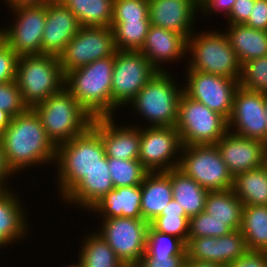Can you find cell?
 Instances as JSON below:
<instances>
[{"label":"cell","instance_id":"obj_44","mask_svg":"<svg viewBox=\"0 0 267 267\" xmlns=\"http://www.w3.org/2000/svg\"><path fill=\"white\" fill-rule=\"evenodd\" d=\"M254 3L255 0H236L229 16L225 18V21H228L226 24H244L254 8Z\"/></svg>","mask_w":267,"mask_h":267},{"label":"cell","instance_id":"obj_43","mask_svg":"<svg viewBox=\"0 0 267 267\" xmlns=\"http://www.w3.org/2000/svg\"><path fill=\"white\" fill-rule=\"evenodd\" d=\"M186 260L187 256L158 257L145 253L136 267H184Z\"/></svg>","mask_w":267,"mask_h":267},{"label":"cell","instance_id":"obj_24","mask_svg":"<svg viewBox=\"0 0 267 267\" xmlns=\"http://www.w3.org/2000/svg\"><path fill=\"white\" fill-rule=\"evenodd\" d=\"M141 199L140 185L113 188L88 211L91 214L94 212V215L99 214L101 219L120 217L142 219Z\"/></svg>","mask_w":267,"mask_h":267},{"label":"cell","instance_id":"obj_56","mask_svg":"<svg viewBox=\"0 0 267 267\" xmlns=\"http://www.w3.org/2000/svg\"><path fill=\"white\" fill-rule=\"evenodd\" d=\"M4 189L0 186V193L3 191Z\"/></svg>","mask_w":267,"mask_h":267},{"label":"cell","instance_id":"obj_51","mask_svg":"<svg viewBox=\"0 0 267 267\" xmlns=\"http://www.w3.org/2000/svg\"><path fill=\"white\" fill-rule=\"evenodd\" d=\"M11 117L4 111L0 110V136L8 128Z\"/></svg>","mask_w":267,"mask_h":267},{"label":"cell","instance_id":"obj_8","mask_svg":"<svg viewBox=\"0 0 267 267\" xmlns=\"http://www.w3.org/2000/svg\"><path fill=\"white\" fill-rule=\"evenodd\" d=\"M175 128L183 146L216 144L228 132V120L183 92Z\"/></svg>","mask_w":267,"mask_h":267},{"label":"cell","instance_id":"obj_18","mask_svg":"<svg viewBox=\"0 0 267 267\" xmlns=\"http://www.w3.org/2000/svg\"><path fill=\"white\" fill-rule=\"evenodd\" d=\"M119 126L115 116L96 117L93 119L92 127L99 133L107 158L121 160L138 159L141 142V125ZM139 126V127H138Z\"/></svg>","mask_w":267,"mask_h":267},{"label":"cell","instance_id":"obj_2","mask_svg":"<svg viewBox=\"0 0 267 267\" xmlns=\"http://www.w3.org/2000/svg\"><path fill=\"white\" fill-rule=\"evenodd\" d=\"M55 179L59 198H64L94 169H109L99 133L90 126L82 134L57 146Z\"/></svg>","mask_w":267,"mask_h":267},{"label":"cell","instance_id":"obj_20","mask_svg":"<svg viewBox=\"0 0 267 267\" xmlns=\"http://www.w3.org/2000/svg\"><path fill=\"white\" fill-rule=\"evenodd\" d=\"M198 9L200 7L196 0L148 1L151 25L175 31L187 39L196 31L194 21L198 18L197 14L200 12Z\"/></svg>","mask_w":267,"mask_h":267},{"label":"cell","instance_id":"obj_29","mask_svg":"<svg viewBox=\"0 0 267 267\" xmlns=\"http://www.w3.org/2000/svg\"><path fill=\"white\" fill-rule=\"evenodd\" d=\"M243 203L234 194L233 189L209 191L204 211L212 218L225 222L233 231L242 224Z\"/></svg>","mask_w":267,"mask_h":267},{"label":"cell","instance_id":"obj_35","mask_svg":"<svg viewBox=\"0 0 267 267\" xmlns=\"http://www.w3.org/2000/svg\"><path fill=\"white\" fill-rule=\"evenodd\" d=\"M149 225L160 233L181 239L185 244L188 242L189 217L174 199L164 208L161 215L151 221Z\"/></svg>","mask_w":267,"mask_h":267},{"label":"cell","instance_id":"obj_32","mask_svg":"<svg viewBox=\"0 0 267 267\" xmlns=\"http://www.w3.org/2000/svg\"><path fill=\"white\" fill-rule=\"evenodd\" d=\"M240 230L249 251L267 252V205L243 206Z\"/></svg>","mask_w":267,"mask_h":267},{"label":"cell","instance_id":"obj_38","mask_svg":"<svg viewBox=\"0 0 267 267\" xmlns=\"http://www.w3.org/2000/svg\"><path fill=\"white\" fill-rule=\"evenodd\" d=\"M239 87L267 94V56L241 64Z\"/></svg>","mask_w":267,"mask_h":267},{"label":"cell","instance_id":"obj_9","mask_svg":"<svg viewBox=\"0 0 267 267\" xmlns=\"http://www.w3.org/2000/svg\"><path fill=\"white\" fill-rule=\"evenodd\" d=\"M178 168L208 191L232 188L233 176L216 144L182 146Z\"/></svg>","mask_w":267,"mask_h":267},{"label":"cell","instance_id":"obj_11","mask_svg":"<svg viewBox=\"0 0 267 267\" xmlns=\"http://www.w3.org/2000/svg\"><path fill=\"white\" fill-rule=\"evenodd\" d=\"M96 232L127 267H136L145 254L149 223L127 217L102 219ZM101 228V229H100Z\"/></svg>","mask_w":267,"mask_h":267},{"label":"cell","instance_id":"obj_26","mask_svg":"<svg viewBox=\"0 0 267 267\" xmlns=\"http://www.w3.org/2000/svg\"><path fill=\"white\" fill-rule=\"evenodd\" d=\"M113 188L110 170L94 169L60 200L66 206H77L78 209L89 213L88 210Z\"/></svg>","mask_w":267,"mask_h":267},{"label":"cell","instance_id":"obj_39","mask_svg":"<svg viewBox=\"0 0 267 267\" xmlns=\"http://www.w3.org/2000/svg\"><path fill=\"white\" fill-rule=\"evenodd\" d=\"M233 230L223 221L212 218L205 211L189 218L188 238L221 237Z\"/></svg>","mask_w":267,"mask_h":267},{"label":"cell","instance_id":"obj_3","mask_svg":"<svg viewBox=\"0 0 267 267\" xmlns=\"http://www.w3.org/2000/svg\"><path fill=\"white\" fill-rule=\"evenodd\" d=\"M114 55L68 72L64 87L93 117L112 116Z\"/></svg>","mask_w":267,"mask_h":267},{"label":"cell","instance_id":"obj_50","mask_svg":"<svg viewBox=\"0 0 267 267\" xmlns=\"http://www.w3.org/2000/svg\"><path fill=\"white\" fill-rule=\"evenodd\" d=\"M186 264L189 267H228L219 263L198 260H186Z\"/></svg>","mask_w":267,"mask_h":267},{"label":"cell","instance_id":"obj_47","mask_svg":"<svg viewBox=\"0 0 267 267\" xmlns=\"http://www.w3.org/2000/svg\"><path fill=\"white\" fill-rule=\"evenodd\" d=\"M228 267H267V252L248 251Z\"/></svg>","mask_w":267,"mask_h":267},{"label":"cell","instance_id":"obj_5","mask_svg":"<svg viewBox=\"0 0 267 267\" xmlns=\"http://www.w3.org/2000/svg\"><path fill=\"white\" fill-rule=\"evenodd\" d=\"M169 73L157 72L128 104L138 117L149 122L145 126L175 127L177 123L183 86L179 87L176 77Z\"/></svg>","mask_w":267,"mask_h":267},{"label":"cell","instance_id":"obj_16","mask_svg":"<svg viewBox=\"0 0 267 267\" xmlns=\"http://www.w3.org/2000/svg\"><path fill=\"white\" fill-rule=\"evenodd\" d=\"M228 131L264 142L267 145L265 93L238 87L234 99Z\"/></svg>","mask_w":267,"mask_h":267},{"label":"cell","instance_id":"obj_4","mask_svg":"<svg viewBox=\"0 0 267 267\" xmlns=\"http://www.w3.org/2000/svg\"><path fill=\"white\" fill-rule=\"evenodd\" d=\"M221 31L200 30L199 34L194 32L188 38L186 61H189L185 62V70L239 80L241 64L226 34Z\"/></svg>","mask_w":267,"mask_h":267},{"label":"cell","instance_id":"obj_46","mask_svg":"<svg viewBox=\"0 0 267 267\" xmlns=\"http://www.w3.org/2000/svg\"><path fill=\"white\" fill-rule=\"evenodd\" d=\"M236 0H203L199 3L200 7V13L203 15H206L208 17H211L213 14H224V17L226 15V18L229 16L231 9L233 7V4ZM211 14V15H210Z\"/></svg>","mask_w":267,"mask_h":267},{"label":"cell","instance_id":"obj_21","mask_svg":"<svg viewBox=\"0 0 267 267\" xmlns=\"http://www.w3.org/2000/svg\"><path fill=\"white\" fill-rule=\"evenodd\" d=\"M187 42L182 34L150 25L140 52L158 72H167L168 68H164L163 64L187 58Z\"/></svg>","mask_w":267,"mask_h":267},{"label":"cell","instance_id":"obj_54","mask_svg":"<svg viewBox=\"0 0 267 267\" xmlns=\"http://www.w3.org/2000/svg\"><path fill=\"white\" fill-rule=\"evenodd\" d=\"M265 112H266V118H267V94H265Z\"/></svg>","mask_w":267,"mask_h":267},{"label":"cell","instance_id":"obj_27","mask_svg":"<svg viewBox=\"0 0 267 267\" xmlns=\"http://www.w3.org/2000/svg\"><path fill=\"white\" fill-rule=\"evenodd\" d=\"M236 52L240 64L255 58L267 56V31L231 24L223 31Z\"/></svg>","mask_w":267,"mask_h":267},{"label":"cell","instance_id":"obj_22","mask_svg":"<svg viewBox=\"0 0 267 267\" xmlns=\"http://www.w3.org/2000/svg\"><path fill=\"white\" fill-rule=\"evenodd\" d=\"M81 27L75 15L59 0L48 3L42 36V54L58 57Z\"/></svg>","mask_w":267,"mask_h":267},{"label":"cell","instance_id":"obj_37","mask_svg":"<svg viewBox=\"0 0 267 267\" xmlns=\"http://www.w3.org/2000/svg\"><path fill=\"white\" fill-rule=\"evenodd\" d=\"M145 253L158 257L186 256V244L181 239L160 233L149 225Z\"/></svg>","mask_w":267,"mask_h":267},{"label":"cell","instance_id":"obj_34","mask_svg":"<svg viewBox=\"0 0 267 267\" xmlns=\"http://www.w3.org/2000/svg\"><path fill=\"white\" fill-rule=\"evenodd\" d=\"M150 25V20L112 21L116 50L140 51Z\"/></svg>","mask_w":267,"mask_h":267},{"label":"cell","instance_id":"obj_53","mask_svg":"<svg viewBox=\"0 0 267 267\" xmlns=\"http://www.w3.org/2000/svg\"><path fill=\"white\" fill-rule=\"evenodd\" d=\"M77 260H78V262H76L75 264L73 263V264L68 265L66 267H84L82 262L79 260V258Z\"/></svg>","mask_w":267,"mask_h":267},{"label":"cell","instance_id":"obj_36","mask_svg":"<svg viewBox=\"0 0 267 267\" xmlns=\"http://www.w3.org/2000/svg\"><path fill=\"white\" fill-rule=\"evenodd\" d=\"M114 188L141 185L148 171L139 159L107 158Z\"/></svg>","mask_w":267,"mask_h":267},{"label":"cell","instance_id":"obj_30","mask_svg":"<svg viewBox=\"0 0 267 267\" xmlns=\"http://www.w3.org/2000/svg\"><path fill=\"white\" fill-rule=\"evenodd\" d=\"M232 189L244 206L267 205V171L264 166L233 177Z\"/></svg>","mask_w":267,"mask_h":267},{"label":"cell","instance_id":"obj_42","mask_svg":"<svg viewBox=\"0 0 267 267\" xmlns=\"http://www.w3.org/2000/svg\"><path fill=\"white\" fill-rule=\"evenodd\" d=\"M18 55L5 42L0 46V83L16 80Z\"/></svg>","mask_w":267,"mask_h":267},{"label":"cell","instance_id":"obj_48","mask_svg":"<svg viewBox=\"0 0 267 267\" xmlns=\"http://www.w3.org/2000/svg\"><path fill=\"white\" fill-rule=\"evenodd\" d=\"M13 175H16L13 170L9 167L6 156L3 150V146L0 142V186L4 190L12 189L8 183L9 179L14 177ZM8 179V180H7ZM7 182V183H6ZM7 186V187H6Z\"/></svg>","mask_w":267,"mask_h":267},{"label":"cell","instance_id":"obj_25","mask_svg":"<svg viewBox=\"0 0 267 267\" xmlns=\"http://www.w3.org/2000/svg\"><path fill=\"white\" fill-rule=\"evenodd\" d=\"M141 188V216L148 223L160 216L173 200L170 177L165 172H148Z\"/></svg>","mask_w":267,"mask_h":267},{"label":"cell","instance_id":"obj_49","mask_svg":"<svg viewBox=\"0 0 267 267\" xmlns=\"http://www.w3.org/2000/svg\"><path fill=\"white\" fill-rule=\"evenodd\" d=\"M58 0H3L6 7L15 8L21 6H43L47 5L50 2H55Z\"/></svg>","mask_w":267,"mask_h":267},{"label":"cell","instance_id":"obj_19","mask_svg":"<svg viewBox=\"0 0 267 267\" xmlns=\"http://www.w3.org/2000/svg\"><path fill=\"white\" fill-rule=\"evenodd\" d=\"M216 145L233 177L262 167L267 156V145L264 142L241 137L230 131Z\"/></svg>","mask_w":267,"mask_h":267},{"label":"cell","instance_id":"obj_1","mask_svg":"<svg viewBox=\"0 0 267 267\" xmlns=\"http://www.w3.org/2000/svg\"><path fill=\"white\" fill-rule=\"evenodd\" d=\"M0 142L7 163L16 175L32 166L55 165L57 146L48 137L32 108L11 118L8 128L0 136Z\"/></svg>","mask_w":267,"mask_h":267},{"label":"cell","instance_id":"obj_12","mask_svg":"<svg viewBox=\"0 0 267 267\" xmlns=\"http://www.w3.org/2000/svg\"><path fill=\"white\" fill-rule=\"evenodd\" d=\"M113 30L109 27H81L58 56L64 76L75 69L116 52Z\"/></svg>","mask_w":267,"mask_h":267},{"label":"cell","instance_id":"obj_41","mask_svg":"<svg viewBox=\"0 0 267 267\" xmlns=\"http://www.w3.org/2000/svg\"><path fill=\"white\" fill-rule=\"evenodd\" d=\"M27 109L16 80L0 83V110L13 118L24 113Z\"/></svg>","mask_w":267,"mask_h":267},{"label":"cell","instance_id":"obj_40","mask_svg":"<svg viewBox=\"0 0 267 267\" xmlns=\"http://www.w3.org/2000/svg\"><path fill=\"white\" fill-rule=\"evenodd\" d=\"M149 0H114L112 21L149 20Z\"/></svg>","mask_w":267,"mask_h":267},{"label":"cell","instance_id":"obj_10","mask_svg":"<svg viewBox=\"0 0 267 267\" xmlns=\"http://www.w3.org/2000/svg\"><path fill=\"white\" fill-rule=\"evenodd\" d=\"M157 72L140 51L117 50L114 54L111 86L112 116H115L121 107L127 108Z\"/></svg>","mask_w":267,"mask_h":267},{"label":"cell","instance_id":"obj_52","mask_svg":"<svg viewBox=\"0 0 267 267\" xmlns=\"http://www.w3.org/2000/svg\"><path fill=\"white\" fill-rule=\"evenodd\" d=\"M4 28L0 27V46L5 42L4 40Z\"/></svg>","mask_w":267,"mask_h":267},{"label":"cell","instance_id":"obj_31","mask_svg":"<svg viewBox=\"0 0 267 267\" xmlns=\"http://www.w3.org/2000/svg\"><path fill=\"white\" fill-rule=\"evenodd\" d=\"M78 19L82 27H109L114 0H59Z\"/></svg>","mask_w":267,"mask_h":267},{"label":"cell","instance_id":"obj_33","mask_svg":"<svg viewBox=\"0 0 267 267\" xmlns=\"http://www.w3.org/2000/svg\"><path fill=\"white\" fill-rule=\"evenodd\" d=\"M89 234L83 236L78 250V258L84 267H127L101 235L93 230Z\"/></svg>","mask_w":267,"mask_h":267},{"label":"cell","instance_id":"obj_45","mask_svg":"<svg viewBox=\"0 0 267 267\" xmlns=\"http://www.w3.org/2000/svg\"><path fill=\"white\" fill-rule=\"evenodd\" d=\"M244 25L267 31V0H255L254 8Z\"/></svg>","mask_w":267,"mask_h":267},{"label":"cell","instance_id":"obj_13","mask_svg":"<svg viewBox=\"0 0 267 267\" xmlns=\"http://www.w3.org/2000/svg\"><path fill=\"white\" fill-rule=\"evenodd\" d=\"M175 127H141L139 161L148 172H166L177 168L182 150Z\"/></svg>","mask_w":267,"mask_h":267},{"label":"cell","instance_id":"obj_55","mask_svg":"<svg viewBox=\"0 0 267 267\" xmlns=\"http://www.w3.org/2000/svg\"><path fill=\"white\" fill-rule=\"evenodd\" d=\"M263 166L265 167V169H266V171H267V156H266V158H265V160H264V164H263Z\"/></svg>","mask_w":267,"mask_h":267},{"label":"cell","instance_id":"obj_23","mask_svg":"<svg viewBox=\"0 0 267 267\" xmlns=\"http://www.w3.org/2000/svg\"><path fill=\"white\" fill-rule=\"evenodd\" d=\"M12 190H3L0 193V249L24 240L27 235L30 237V222L26 215L28 211H25L27 208L23 206L24 202L20 197H17L18 193Z\"/></svg>","mask_w":267,"mask_h":267},{"label":"cell","instance_id":"obj_14","mask_svg":"<svg viewBox=\"0 0 267 267\" xmlns=\"http://www.w3.org/2000/svg\"><path fill=\"white\" fill-rule=\"evenodd\" d=\"M185 76V85H181L188 97L203 103L227 120L230 118L234 95L239 87L236 79L195 70H187Z\"/></svg>","mask_w":267,"mask_h":267},{"label":"cell","instance_id":"obj_17","mask_svg":"<svg viewBox=\"0 0 267 267\" xmlns=\"http://www.w3.org/2000/svg\"><path fill=\"white\" fill-rule=\"evenodd\" d=\"M248 251L240 229L218 238H188L186 244L187 260L208 261L225 266L238 260Z\"/></svg>","mask_w":267,"mask_h":267},{"label":"cell","instance_id":"obj_7","mask_svg":"<svg viewBox=\"0 0 267 267\" xmlns=\"http://www.w3.org/2000/svg\"><path fill=\"white\" fill-rule=\"evenodd\" d=\"M16 82L28 108L43 102L64 88L65 76L57 56L34 54L18 56Z\"/></svg>","mask_w":267,"mask_h":267},{"label":"cell","instance_id":"obj_15","mask_svg":"<svg viewBox=\"0 0 267 267\" xmlns=\"http://www.w3.org/2000/svg\"><path fill=\"white\" fill-rule=\"evenodd\" d=\"M9 12L15 19L10 22V24H13L8 27L4 25L5 43L18 56L42 54L46 5L15 7L10 8Z\"/></svg>","mask_w":267,"mask_h":267},{"label":"cell","instance_id":"obj_28","mask_svg":"<svg viewBox=\"0 0 267 267\" xmlns=\"http://www.w3.org/2000/svg\"><path fill=\"white\" fill-rule=\"evenodd\" d=\"M165 173L170 177L173 199L183 208L185 214L190 218L203 212L209 191L178 167Z\"/></svg>","mask_w":267,"mask_h":267},{"label":"cell","instance_id":"obj_6","mask_svg":"<svg viewBox=\"0 0 267 267\" xmlns=\"http://www.w3.org/2000/svg\"><path fill=\"white\" fill-rule=\"evenodd\" d=\"M32 109L56 146L82 134L94 119L65 87Z\"/></svg>","mask_w":267,"mask_h":267}]
</instances>
